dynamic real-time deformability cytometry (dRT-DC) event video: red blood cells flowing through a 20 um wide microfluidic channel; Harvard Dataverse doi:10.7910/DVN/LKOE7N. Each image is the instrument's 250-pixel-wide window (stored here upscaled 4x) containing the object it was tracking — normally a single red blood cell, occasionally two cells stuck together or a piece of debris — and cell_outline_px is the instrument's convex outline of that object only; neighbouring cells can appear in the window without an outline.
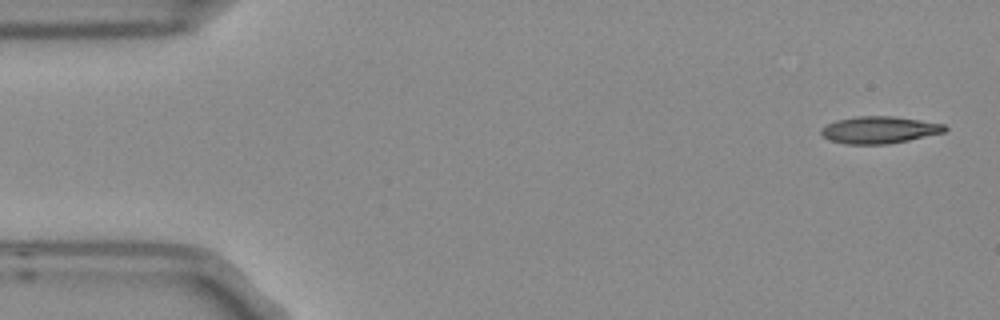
{"species": "Egyptian fruit bat (a non-hibernating species)", "species_latin": "Rousettus aegyptiacus", "temperature_condition": "room temperature", "stored_images_in_passage": 6, "segment_of_instrument_passage": [1, 2], "camera_frame_rate_fps": 3000, "um_per_image_px": 0.085, "frame": {"image": 1, "passage_image": 1, "time_ms": 0.0, "image_size_px": [1000, 320], "cell_outline_px": [[948, 128], [944, 132], [908, 140], [888, 144], [844, 144], [828, 140], [820, 136], [820, 128], [836, 120], [856, 116], [892, 116], [920, 120], [944, 124]], "centroid_in_image_um": [74.68, 11.04], "position_along_channel_um": 10.3, "area_um2": 19.59}}
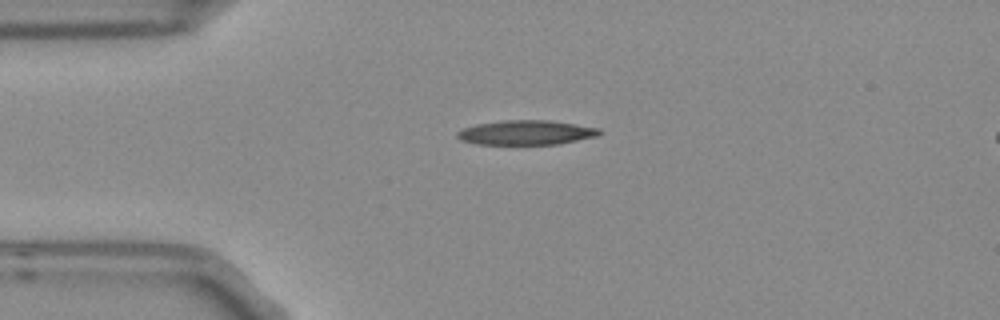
{"frame": {"image": 2, "passage_image": 4, "time_ms": 1.0, "image_size_px": [1000, 320], "cell_outline_px": [[600, 136], [560, 144], [476, 144], [460, 140], [456, 136], [456, 132], [464, 128], [476, 124], [504, 120], [548, 120], [600, 128]], "centroid_in_image_um": [44.73, 11.27], "position_along_channel_um": 40.3, "area_um2": 20.4}}